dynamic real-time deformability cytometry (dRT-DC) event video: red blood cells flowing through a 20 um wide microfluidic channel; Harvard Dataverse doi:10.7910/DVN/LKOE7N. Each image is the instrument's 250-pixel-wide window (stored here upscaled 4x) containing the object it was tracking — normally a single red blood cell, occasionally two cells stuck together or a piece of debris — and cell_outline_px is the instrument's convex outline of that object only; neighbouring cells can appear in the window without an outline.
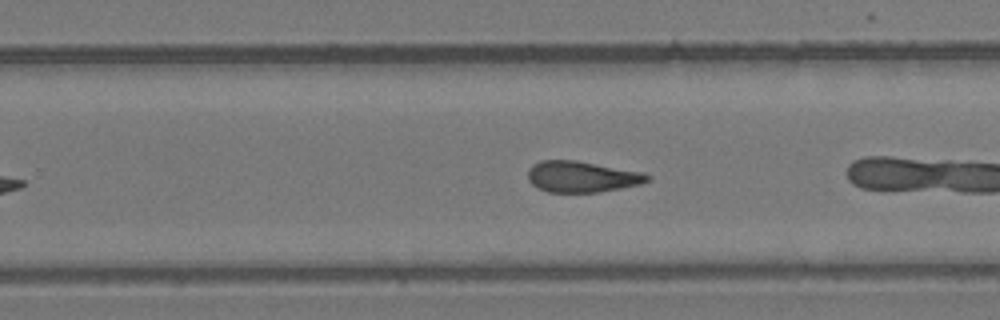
{"species": "common noctule bat (a hibernating species)", "species_latin": "Nyctalus noctula", "temperature_condition": "room temperature", "stored_images_in_passage": 14, "camera_frame_rate_fps": 3000, "um_per_image_px": 0.085, "animal": {"sex": "female", "body_mass_g": 24.6, "forearm_length_mm": 56.2}, "frame": {"image": 1, "passage_image": 12, "time_ms": 3.667, "image_size_px": [1000, 320], "cell_outline_px": [[652, 180], [640, 184], [620, 188], [596, 192], [548, 192], [536, 188], [528, 180], [528, 168], [532, 164], [540, 160], [576, 160], [644, 172], [652, 176]], "centroid_in_image_um": [49.46, 15.01], "position_along_channel_um": 280.3, "area_um2": 21.91}}